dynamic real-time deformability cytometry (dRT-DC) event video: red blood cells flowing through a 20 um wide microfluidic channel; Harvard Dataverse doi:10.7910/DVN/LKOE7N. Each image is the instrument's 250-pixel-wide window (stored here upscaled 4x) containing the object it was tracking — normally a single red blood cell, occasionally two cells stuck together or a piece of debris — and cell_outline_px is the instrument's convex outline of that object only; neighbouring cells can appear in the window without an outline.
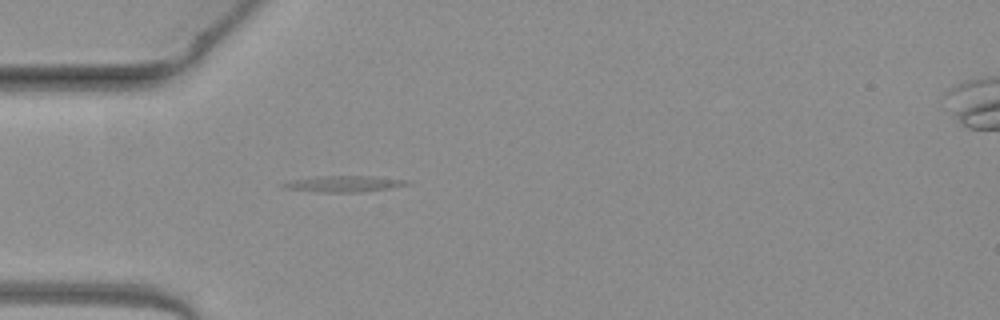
{"species": "common noctule bat (a hibernating species)", "species_latin": "Nyctalus noctula", "temperature_condition": "warm", "stored_images_in_passage": 41, "camera_frame_rate_fps": 3000, "um_per_image_px": 0.085, "animal": {"sex": "female", "body_mass_g": 19.3, "forearm_length_mm": 54.1}, "frame": {"image": 1, "passage_image": 12, "time_ms": 3.667, "image_size_px": [1000, 320], "cell_outline_px": [[412, 180], [408, 184], [388, 188], [360, 192], [320, 192], [288, 188], [280, 184], [292, 180], [320, 176], [372, 176]], "centroid_in_image_um": [29.3, 15.61], "position_along_channel_um": 55.7, "area_um2": 11.39}}
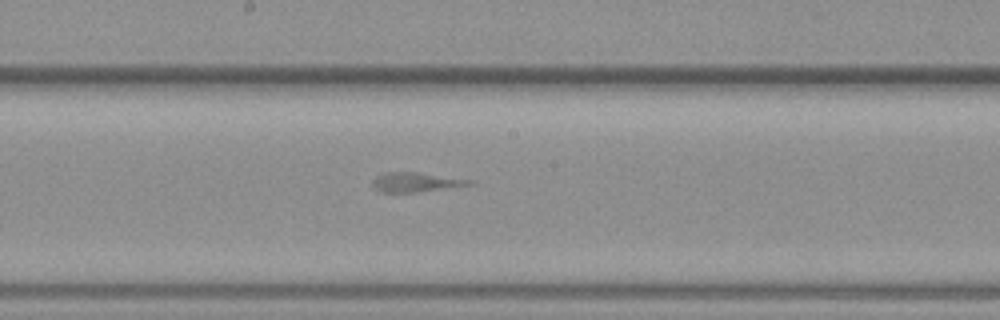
{"frame": {"image": 2, "passage_image": 24, "time_ms": 7.667, "image_size_px": [1000, 320], "cell_outline_px": [[476, 180], [472, 184], [416, 192], [380, 192], [372, 184], [372, 180], [376, 176], [388, 172], [416, 172]], "centroid_in_image_um": [35.33, 15.47], "position_along_channel_um": 212.9, "area_um2": 10.81}}
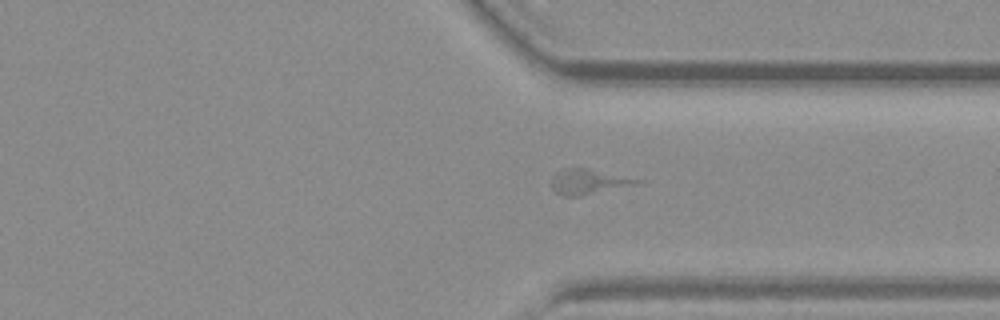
{"frame": {"image": 3, "passage_image": 35, "time_ms": 11.333, "image_size_px": [1000, 320], "cell_outline_px": [[648, 180], [632, 184], [580, 196], [564, 196], [556, 192], [552, 188], [552, 176], [556, 172], [564, 168], [588, 168]], "centroid_in_image_um": [50.0, 15.42], "position_along_channel_um": 361.4, "area_um2": 12.37}}